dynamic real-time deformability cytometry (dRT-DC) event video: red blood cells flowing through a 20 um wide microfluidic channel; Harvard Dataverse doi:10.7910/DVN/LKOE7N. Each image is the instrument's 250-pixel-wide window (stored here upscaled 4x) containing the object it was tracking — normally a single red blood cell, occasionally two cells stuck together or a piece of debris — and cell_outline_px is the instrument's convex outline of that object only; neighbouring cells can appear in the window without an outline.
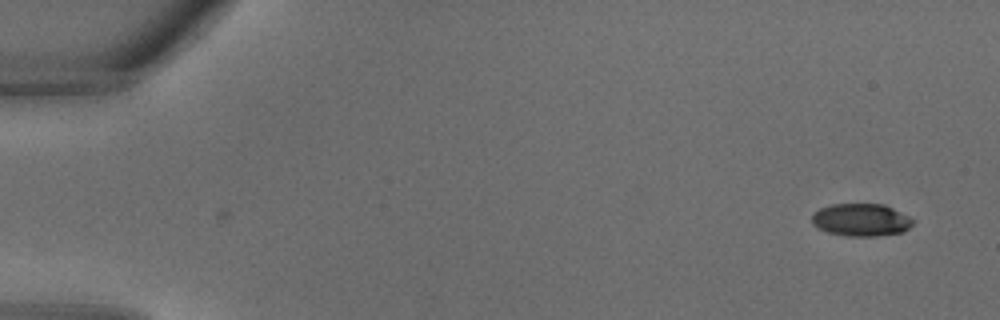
{"species": "common noctule bat (a hibernating species)", "species_latin": "Nyctalus noctula", "temperature_condition": "warm", "stored_images_in_passage": 3, "camera_frame_rate_fps": 3000, "um_per_image_px": 0.085, "animal": {"sex": "male", "body_mass_g": 18.8}, "frame": {"image": 1, "passage_image": 3, "time_ms": 0.667, "image_size_px": [1000, 320], "cell_outline_px": [[912, 224], [904, 232], [876, 236], [848, 236], [828, 232], [812, 224], [812, 216], [820, 208], [832, 204], [884, 204], [908, 216], [912, 220]], "centroid_in_image_um": [73.19, 18.69], "position_along_channel_um": 11.8, "area_um2": 18.96}}